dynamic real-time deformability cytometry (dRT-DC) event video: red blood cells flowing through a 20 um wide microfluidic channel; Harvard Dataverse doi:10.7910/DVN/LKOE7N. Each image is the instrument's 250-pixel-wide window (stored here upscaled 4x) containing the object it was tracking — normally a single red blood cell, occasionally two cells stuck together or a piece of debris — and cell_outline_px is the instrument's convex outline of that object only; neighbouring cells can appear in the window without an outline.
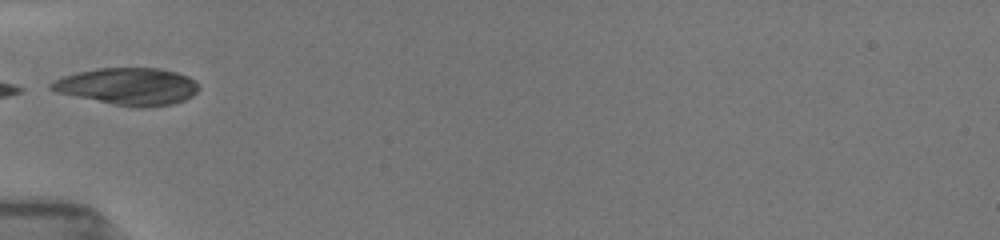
{"species": "common noctule bat (a hibernating species)", "species_latin": "Nyctalus noctula", "temperature_condition": "room temperature", "stored_images_in_passage": 41, "camera_frame_rate_fps": 3000, "um_per_image_px": 0.085, "animal": {"sex": "female", "body_mass_g": 19.5, "forearm_length_mm": 54.1}, "frame": {"image": 1, "passage_image": 1, "time_ms": 0.0, "image_size_px": [1000, 240], "cell_outline_px": [[200, 88], [192, 96], [184, 100], [172, 104], [148, 108], [136, 108], [112, 104], [56, 92], [48, 88], [48, 84], [52, 80], [64, 76], [96, 68], [160, 68], [176, 72], [188, 76], [196, 80], [200, 84]], "centroid_in_image_um": [10.9, 7.35], "position_along_channel_um": 74.1, "area_um2": 32.19}}